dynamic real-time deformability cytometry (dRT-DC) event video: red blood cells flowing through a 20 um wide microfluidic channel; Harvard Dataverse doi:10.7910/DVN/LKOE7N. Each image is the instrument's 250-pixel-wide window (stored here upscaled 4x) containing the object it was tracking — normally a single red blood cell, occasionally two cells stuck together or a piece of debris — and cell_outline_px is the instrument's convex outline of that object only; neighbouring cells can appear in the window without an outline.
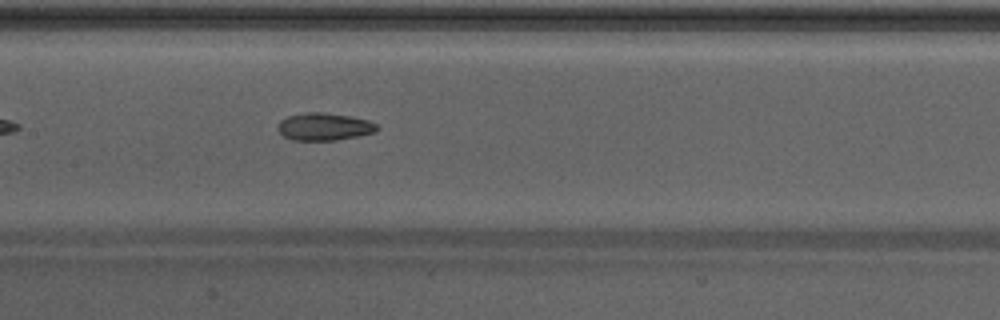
{"species": "Egyptian fruit bat (a non-hibernating species)", "species_latin": "Rousettus aegyptiacus", "temperature_condition": "warm", "stored_images_in_passage": 29, "camera_frame_rate_fps": 3000, "um_per_image_px": 0.085, "animal": {"sex": "male"}, "frame": {"image": 1, "passage_image": 9, "time_ms": 2.667, "image_size_px": [1000, 320], "cell_outline_px": [[380, 128], [376, 132], [336, 140], [292, 140], [284, 136], [276, 128], [276, 124], [280, 120], [288, 116], [304, 112], [324, 112], [348, 116], [368, 120], [376, 124]], "centroid_in_image_um": [27.53, 10.76], "position_along_channel_um": 179.9, "area_um2": 15.95}, "authors_computed_cell_mechanics": {"area_um2": 15.7794, "velocity_mm_per_s": 4.3193, "shape_relaxation_time_tau1_ms": null, "shape_relaxation_time_tau2_ms": 3.2155, "deformation_change_tau1": null, "deformation_change_tau2": 0.1213}}